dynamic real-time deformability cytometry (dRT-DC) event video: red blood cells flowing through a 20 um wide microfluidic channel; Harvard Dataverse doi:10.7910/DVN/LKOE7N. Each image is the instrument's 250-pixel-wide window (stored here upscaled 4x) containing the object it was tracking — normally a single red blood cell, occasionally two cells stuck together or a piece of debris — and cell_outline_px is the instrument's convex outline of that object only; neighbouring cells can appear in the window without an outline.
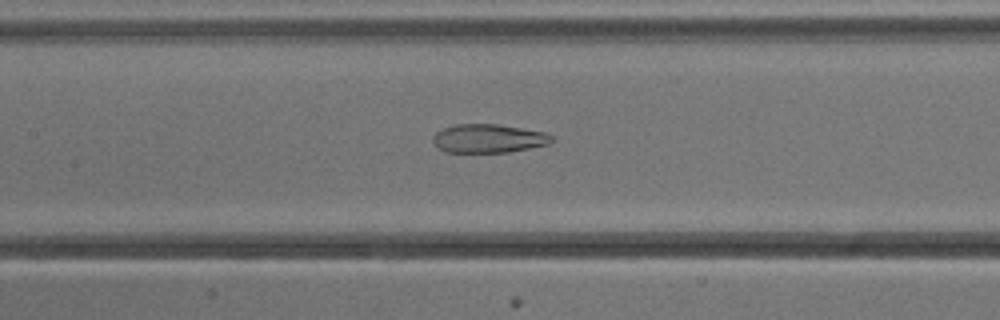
{"species": "common noctule bat (a hibernating species)", "species_latin": "Nyctalus noctula", "temperature_condition": "cold", "stored_images_in_passage": 39, "camera_frame_rate_fps": 3000, "um_per_image_px": 0.085, "animal": {"sex": "male", "body_mass_g": 13.3}, "frame": {"image": 1, "passage_image": 10, "time_ms": 3.0, "image_size_px": [1000, 320], "cell_outline_px": [[552, 140], [548, 144], [508, 152], [444, 152], [436, 148], [432, 140], [432, 136], [436, 132], [444, 128], [456, 124], [496, 124], [544, 132], [552, 136]], "centroid_in_image_um": [41.45, 11.77], "position_along_channel_um": 166.0, "area_um2": 19.71}}
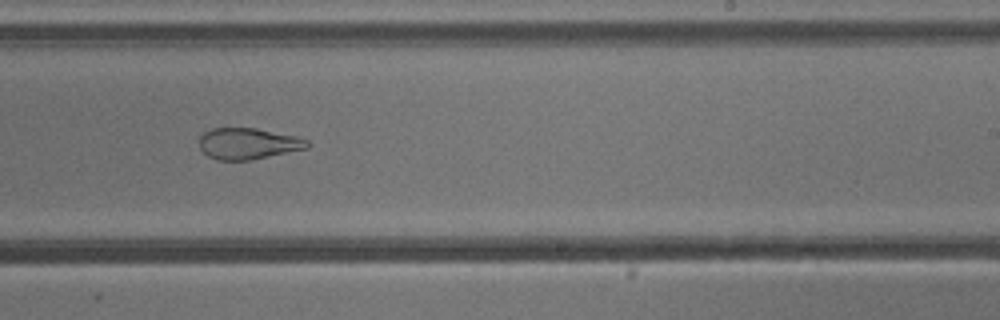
{"frame": {"image": 2, "passage_image": 18, "time_ms": 5.667, "image_size_px": [1000, 320], "cell_outline_px": [[312, 144], [308, 148], [248, 160], [216, 160], [208, 156], [200, 148], [200, 136], [204, 132], [212, 128], [256, 128], [296, 136], [308, 140]], "centroid_in_image_um": [21.09, 12.2], "position_along_channel_um": 267.9, "area_um2": 19.59}}
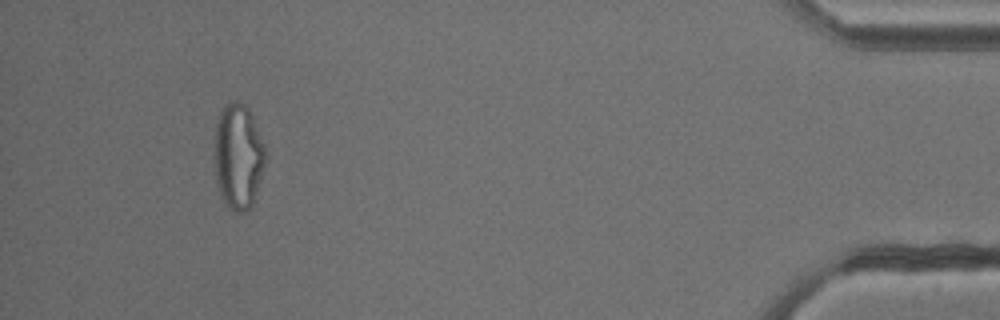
{"frame": {"image": 3, "passage_image": 35, "time_ms": 11.333, "image_size_px": [1000, 320], "cell_outline_px": [[264, 164], [260, 180], [252, 204], [244, 212], [236, 212], [228, 208], [224, 204], [220, 196], [216, 184], [216, 124], [220, 112], [224, 104], [232, 100], [240, 100], [248, 108], [252, 116], [264, 144]], "centroid_in_image_um": [20.24, 13.29], "position_along_channel_um": 415.0, "area_um2": 30.98}, "authors_computed_cell_mechanics": {"area_um2": 23.3512, "velocity_mm_per_s": 3.8464, "shape_relaxation_time_tau1_ms": null, "shape_relaxation_time_tau2_ms": 2.4166, "deformation_change_tau1": null, "deformation_change_tau2": 0.1086}}